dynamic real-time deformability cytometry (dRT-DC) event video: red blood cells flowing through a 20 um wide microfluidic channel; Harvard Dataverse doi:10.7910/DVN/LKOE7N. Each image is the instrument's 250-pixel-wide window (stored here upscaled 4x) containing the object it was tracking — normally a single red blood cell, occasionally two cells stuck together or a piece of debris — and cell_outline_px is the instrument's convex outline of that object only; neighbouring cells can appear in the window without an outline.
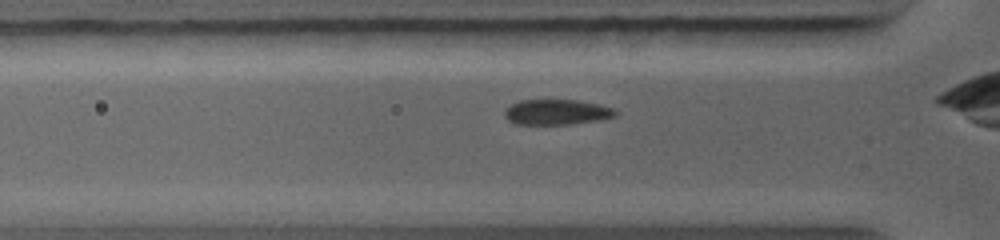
{"species": "common noctule bat (a hibernating species)", "species_latin": "Nyctalus noctula", "temperature_condition": "warm", "stored_images_in_passage": 54, "camera_frame_rate_fps": 5000, "um_per_image_px": 0.085, "animal": {"sex": "female", "body_mass_g": 19.0, "forearm_length_mm": 56.7}, "frame": {"image": 1, "passage_image": 2, "time_ms": 0.2, "image_size_px": [1000, 240], "cell_outline_px": [[620, 112], [616, 116], [600, 120], [568, 124], [516, 124], [508, 120], [504, 116], [504, 108], [516, 100], [576, 100], [600, 104], [616, 108]], "centroid_in_image_um": [47.33, 9.52], "position_along_channel_um": 78.5, "area_um2": 16.7}}
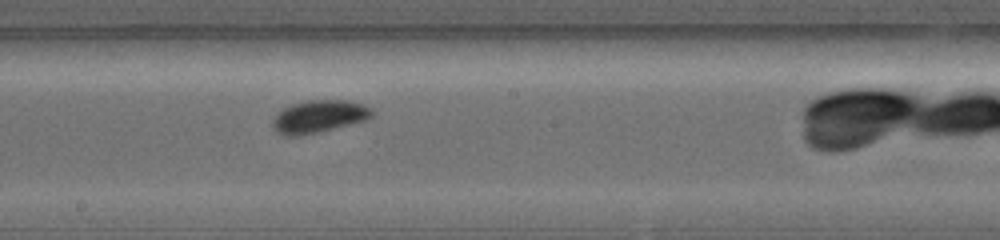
{"frame": {"image": 2, "passage_image": 22, "time_ms": 3.2, "image_size_px": [1000, 240], "cell_outline_px": [[372, 116], [364, 120], [320, 132], [300, 136], [284, 136], [276, 132], [272, 128], [272, 120], [284, 108], [292, 104], [308, 100], [348, 100], [372, 108]], "centroid_in_image_um": [27.07, 9.91], "position_along_channel_um": 221.1, "area_um2": 18.73}}
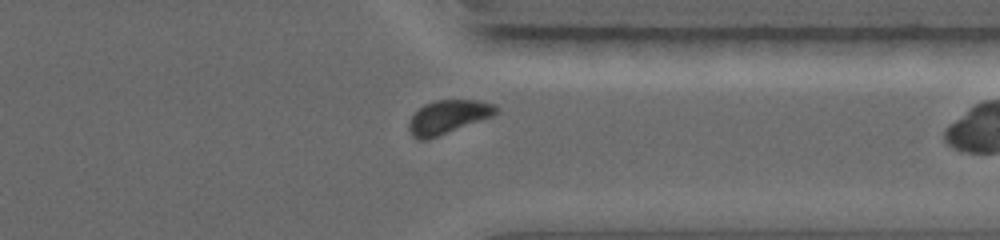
{"frame": {"image": 3, "passage_image": 43, "time_ms": 6.4, "image_size_px": [1000, 240], "cell_outline_px": [[500, 108], [492, 116], [428, 140], [420, 140], [412, 136], [408, 128], [408, 124], [412, 116], [424, 104], [436, 100], [480, 100], [496, 104]], "centroid_in_image_um": [38.09, 9.93], "position_along_channel_um": 373.3, "area_um2": 17.05}}